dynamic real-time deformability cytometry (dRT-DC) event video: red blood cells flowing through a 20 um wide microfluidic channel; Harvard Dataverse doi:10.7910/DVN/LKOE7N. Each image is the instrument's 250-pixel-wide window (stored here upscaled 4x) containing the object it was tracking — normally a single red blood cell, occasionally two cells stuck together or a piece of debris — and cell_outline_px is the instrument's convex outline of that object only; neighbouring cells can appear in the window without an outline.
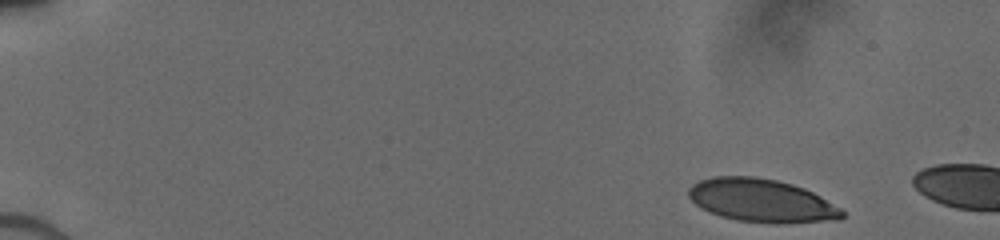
{"species": "human", "species_latin": "Homo sapiens", "temperature_condition": "cold", "stored_images_in_passage": 22, "camera_frame_rate_fps": 3000, "um_per_image_px": 0.085, "donor": {"sex": "male"}, "frame": {"image": 1, "passage_image": 1, "time_ms": 0.0, "image_size_px": [1000, 240], "cell_outline_px": [[844, 216], [840, 220], [780, 224], [772, 224], [736, 220], [720, 216], [700, 208], [688, 196], [688, 188], [692, 184], [700, 180], [712, 176], [756, 176], [776, 180], [792, 184], [804, 188], [844, 208]], "centroid_in_image_um": [64.76, 17.06], "position_along_channel_um": 20.2, "area_um2": 39.19}}
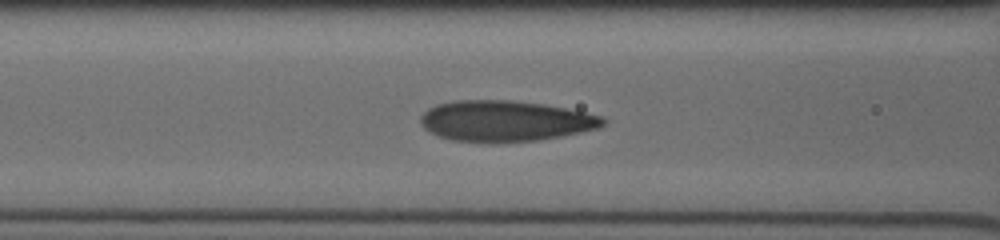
{"frame": {"image": 2, "passage_image": 16, "time_ms": 6.0, "image_size_px": [1000, 240], "cell_outline_px": [[604, 124], [596, 128], [580, 132], [560, 136], [536, 140], [496, 144], [480, 144], [452, 140], [436, 136], [428, 132], [420, 124], [420, 116], [428, 108], [436, 104], [456, 100], [508, 100], [544, 104], [584, 112], [600, 116], [604, 120]], "centroid_in_image_um": [42.83, 10.31], "position_along_channel_um": 123.8, "area_um2": 43.87}}
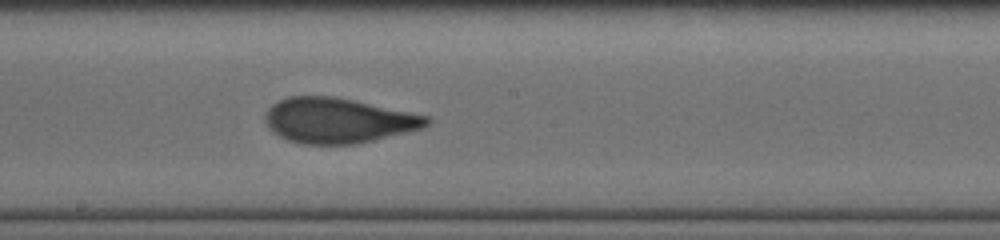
{"frame": {"image": 3, "passage_image": 22, "time_ms": 8.333, "image_size_px": [1000, 240], "cell_outline_px": [[432, 120], [428, 124], [420, 128], [408, 132], [372, 140], [352, 144], [304, 144], [288, 140], [272, 132], [268, 128], [264, 120], [264, 116], [268, 108], [272, 104], [288, 96], [332, 96], [352, 100], [428, 116]], "centroid_in_image_um": [28.68, 10.24], "position_along_channel_um": 219.5, "area_um2": 42.14}}